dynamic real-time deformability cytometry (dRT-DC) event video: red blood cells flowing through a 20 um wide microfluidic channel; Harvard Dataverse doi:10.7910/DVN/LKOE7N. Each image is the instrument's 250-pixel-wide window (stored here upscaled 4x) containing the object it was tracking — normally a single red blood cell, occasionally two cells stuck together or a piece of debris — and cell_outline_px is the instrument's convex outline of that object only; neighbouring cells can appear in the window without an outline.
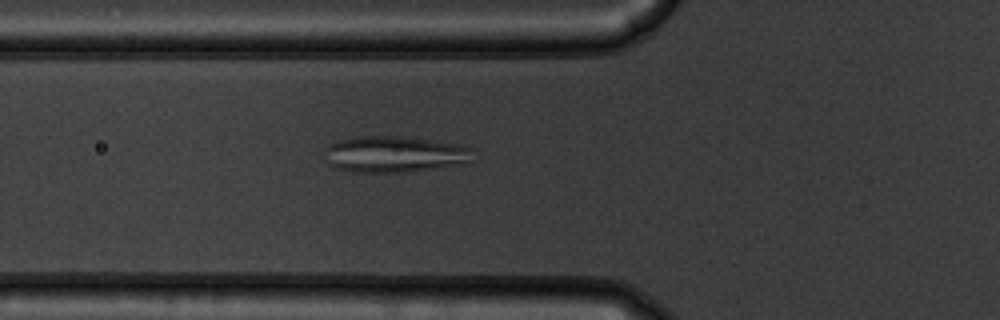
{"species": "common noctule bat (a hibernating species)", "species_latin": "Nyctalus noctula", "temperature_condition": "warm", "stored_images_in_passage": 54, "camera_frame_rate_fps": 3000, "um_per_image_px": 0.085, "animal": {"sex": "male", "body_mass_g": 19.5, "forearm_length_mm": 54.6}, "frame": {"image": 1, "passage_image": 20, "time_ms": 6.333, "image_size_px": [1000, 320], "cell_outline_px": [[472, 160], [464, 164], [408, 172], [352, 172], [336, 168], [328, 164], [320, 156], [324, 148], [328, 144], [336, 140], [360, 136], [388, 136], [424, 140], [456, 144], [472, 148]], "centroid_in_image_um": [33.41, 13.13], "position_along_channel_um": 92.4, "area_um2": 31.56}}
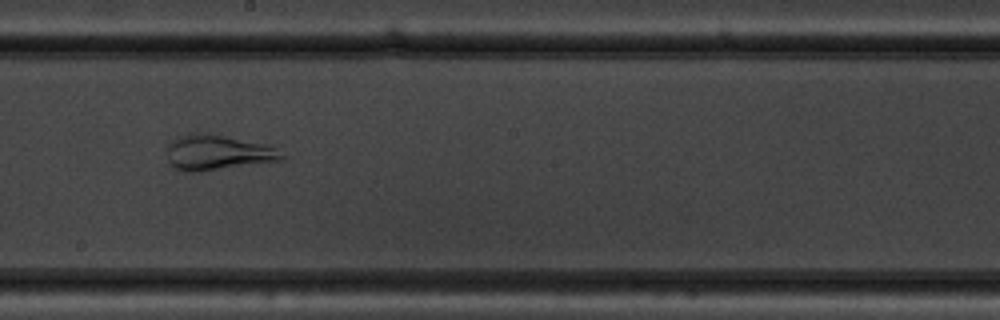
{"frame": {"image": 2, "passage_image": 31, "time_ms": 10.0, "image_size_px": [1000, 320], "cell_outline_px": [[288, 156], [284, 160], [200, 172], [180, 172], [168, 160], [168, 144], [176, 136], [188, 132], [208, 132], [264, 144]], "centroid_in_image_um": [18.46, 12.96], "position_along_channel_um": 229.7, "area_um2": 23.93}}
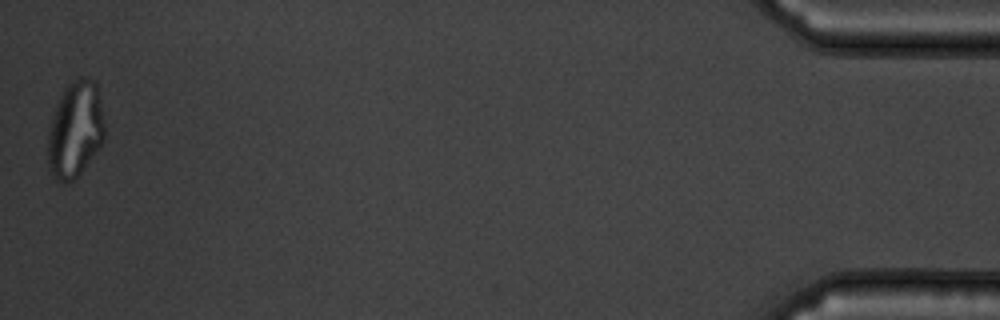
{"frame": {"image": 3, "passage_image": 54, "time_ms": 17.667, "image_size_px": [1000, 320], "cell_outline_px": [[104, 140], [80, 172], [68, 184], [56, 180], [48, 168], [48, 136], [56, 104], [64, 88], [72, 80], [84, 76], [88, 76], [96, 80], [104, 124]], "centroid_in_image_um": [6.39, 10.98], "position_along_channel_um": 428.8, "area_um2": 31.62}}